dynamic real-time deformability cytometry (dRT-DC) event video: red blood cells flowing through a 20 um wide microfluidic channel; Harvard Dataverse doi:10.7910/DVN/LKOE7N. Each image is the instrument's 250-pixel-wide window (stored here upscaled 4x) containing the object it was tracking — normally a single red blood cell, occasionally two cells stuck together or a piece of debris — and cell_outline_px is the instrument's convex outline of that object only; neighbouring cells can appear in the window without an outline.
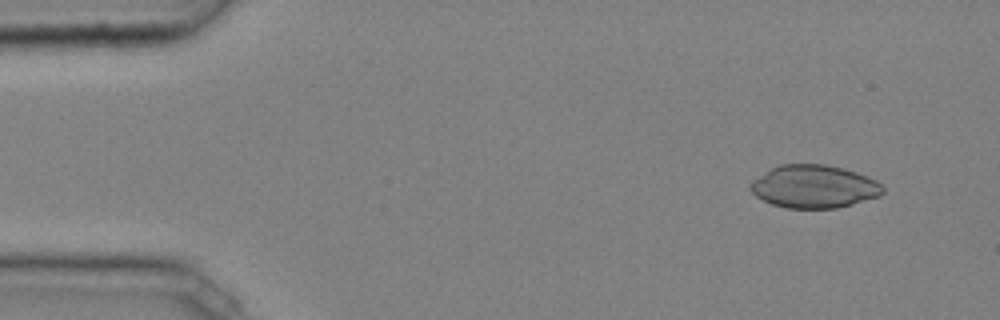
{"species": "common noctule bat (a hibernating species)", "species_latin": "Nyctalus noctula", "temperature_condition": "cold", "stored_images_in_passage": 44, "camera_frame_rate_fps": 3000, "um_per_image_px": 0.085, "animal": {"sex": "male", "body_mass_g": 20.4}, "frame": {"image": 1, "passage_image": 2, "time_ms": 0.333, "image_size_px": [1000, 320], "cell_outline_px": [[884, 192], [880, 196], [852, 204], [836, 208], [788, 208], [772, 204], [756, 196], [748, 188], [752, 180], [772, 168], [780, 164], [824, 164], [844, 168], [868, 176], [876, 180], [884, 188]], "centroid_in_image_um": [69.2, 15.85], "position_along_channel_um": 15.8, "area_um2": 33.12}}